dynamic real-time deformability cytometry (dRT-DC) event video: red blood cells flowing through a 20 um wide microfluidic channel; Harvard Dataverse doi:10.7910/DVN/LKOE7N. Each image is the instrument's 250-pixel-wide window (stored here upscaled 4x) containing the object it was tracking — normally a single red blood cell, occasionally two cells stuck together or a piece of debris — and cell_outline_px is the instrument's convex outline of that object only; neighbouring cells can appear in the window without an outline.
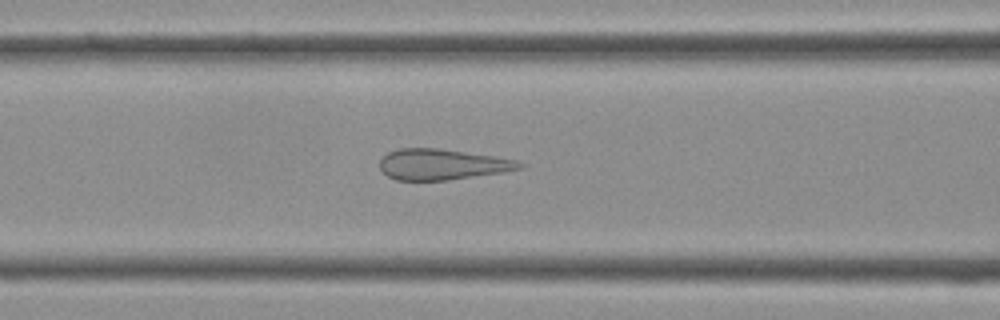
{"species": "Egyptian fruit bat (a non-hibernating species)", "species_latin": "Rousettus aegyptiacus", "temperature_condition": "cold", "stored_images_in_passage": 38, "camera_frame_rate_fps": 3000, "um_per_image_px": 0.085, "frame": {"image": 1, "passage_image": 13, "time_ms": 4.0, "image_size_px": [1000, 320], "cell_outline_px": [[528, 164], [524, 168], [504, 172], [448, 180], [396, 180], [388, 176], [380, 168], [380, 160], [388, 152], [400, 148], [440, 148], [496, 156], [516, 160]], "centroid_in_image_um": [37.64, 13.97], "position_along_channel_um": 129.0, "area_um2": 25.26}}
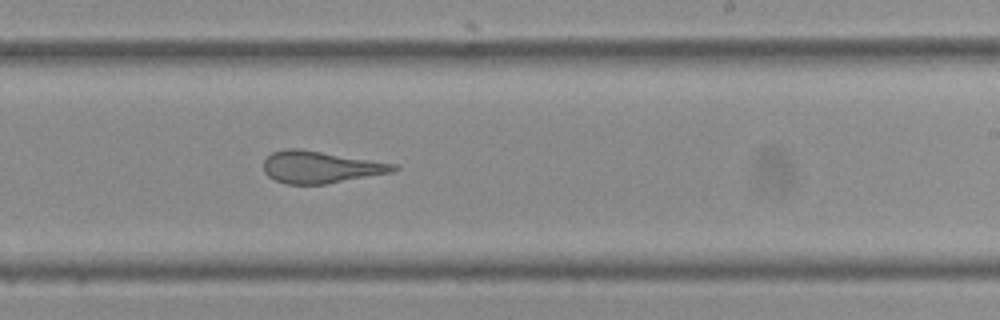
{"frame": {"image": 2, "passage_image": 21, "time_ms": 6.667, "image_size_px": [1000, 320], "cell_outline_px": [[400, 168], [392, 172], [324, 184], [288, 184], [276, 180], [268, 176], [264, 172], [264, 160], [272, 152], [284, 148], [296, 148], [396, 164]], "centroid_in_image_um": [27.21, 14.2], "position_along_channel_um": 261.8, "area_um2": 23.87}}
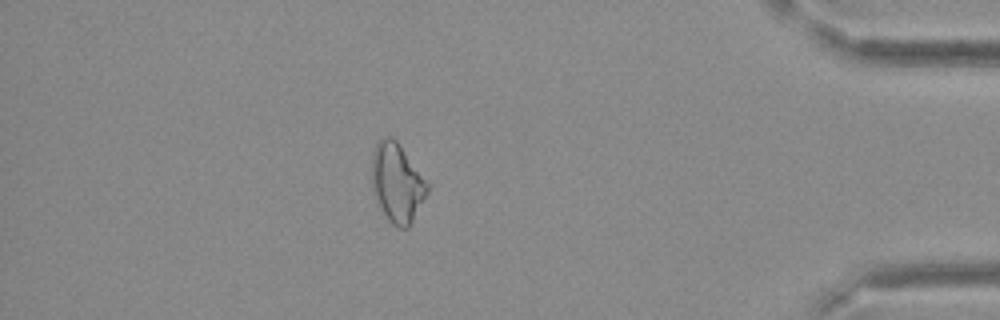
{"frame": {"image": 3, "passage_image": 32, "time_ms": 10.333, "image_size_px": [1000, 320], "cell_outline_px": [[432, 184], [428, 192], [408, 228], [400, 228], [392, 224], [388, 220], [372, 188], [372, 148], [380, 140], [388, 136], [392, 136], [396, 140]], "centroid_in_image_um": [33.79, 15.5], "position_along_channel_um": 401.4, "area_um2": 25.66}}